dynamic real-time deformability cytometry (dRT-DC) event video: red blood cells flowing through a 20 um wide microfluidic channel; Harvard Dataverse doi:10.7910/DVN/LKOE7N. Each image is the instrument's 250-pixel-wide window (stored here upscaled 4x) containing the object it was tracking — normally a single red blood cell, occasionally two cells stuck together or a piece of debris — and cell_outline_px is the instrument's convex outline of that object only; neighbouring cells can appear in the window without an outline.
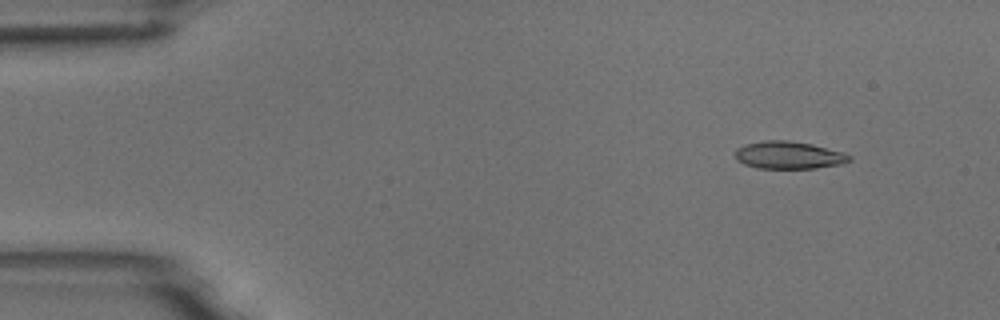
{"species": "common noctule bat (a hibernating species)", "species_latin": "Nyctalus noctula", "temperature_condition": "room temperature", "stored_images_in_passage": 4, "segment_of_instrument_passage": [1, 2], "camera_frame_rate_fps": 3000, "um_per_image_px": 0.085, "animal": {"sex": "male", "body_mass_g": 18.8}, "frame": {"image": 1, "passage_image": 1, "time_ms": 0.0, "image_size_px": [1000, 320], "cell_outline_px": [[852, 160], [840, 164], [816, 168], [756, 168], [744, 164], [736, 160], [736, 148], [744, 144], [764, 140], [788, 140], [812, 144], [844, 152], [852, 156]], "centroid_in_image_um": [67.04, 13.18], "position_along_channel_um": 18.0, "area_um2": 18.44}}
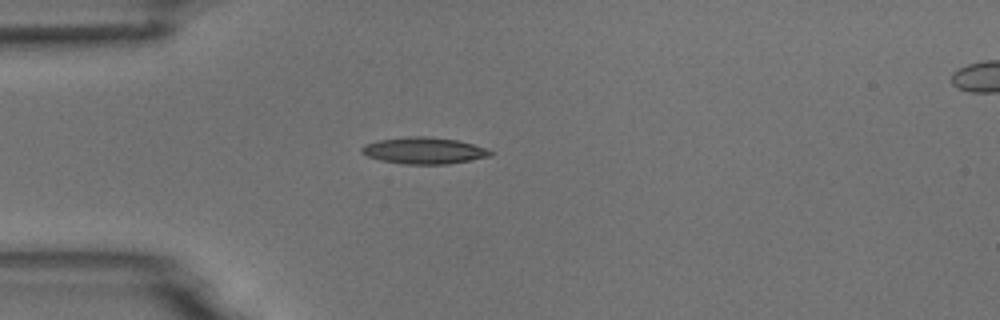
{"frame": {"image": 2, "passage_image": 3, "time_ms": 3.0, "image_size_px": [1000, 320], "cell_outline_px": [[492, 156], [472, 160], [448, 164], [404, 164], [380, 160], [368, 156], [360, 152], [360, 148], [364, 144], [376, 140], [408, 136], [428, 136], [456, 140], [472, 144], [484, 148], [492, 152]], "centroid_in_image_um": [35.99, 12.8], "position_along_channel_um": 49.0, "area_um2": 20.0}}